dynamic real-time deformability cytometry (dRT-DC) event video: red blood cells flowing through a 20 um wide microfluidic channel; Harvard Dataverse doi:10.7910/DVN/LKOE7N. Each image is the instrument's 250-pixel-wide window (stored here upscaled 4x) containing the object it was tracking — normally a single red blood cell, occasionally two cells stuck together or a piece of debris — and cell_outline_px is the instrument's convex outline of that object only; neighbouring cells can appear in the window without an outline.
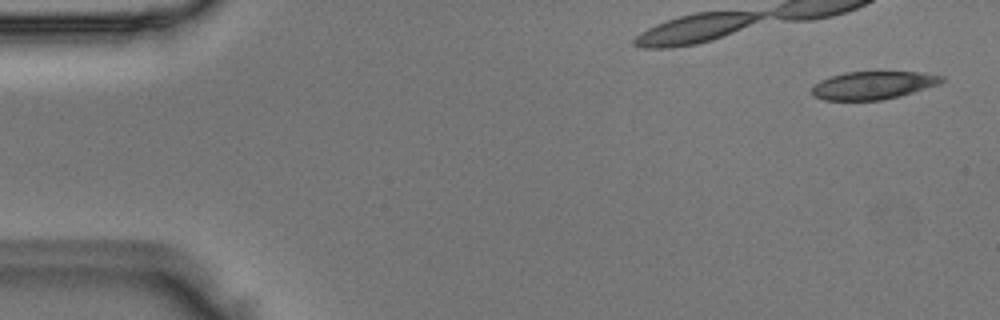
{"species": "Egyptian fruit bat (a non-hibernating species)", "species_latin": "Rousettus aegyptiacus", "temperature_condition": "room temperature", "stored_images_in_passage": 4, "camera_frame_rate_fps": 3000, "um_per_image_px": 0.085, "animal": {"sex": "male"}, "frame": {"image": 1, "passage_image": 4, "time_ms": 1.0, "image_size_px": [1000, 320], "cell_outline_px": [[944, 80], [940, 84], [900, 96], [880, 100], [824, 100], [812, 96], [812, 88], [820, 80], [844, 72], [924, 72], [944, 76]], "centroid_in_image_um": [74.23, 7.25], "position_along_channel_um": 10.8, "area_um2": 21.15}}